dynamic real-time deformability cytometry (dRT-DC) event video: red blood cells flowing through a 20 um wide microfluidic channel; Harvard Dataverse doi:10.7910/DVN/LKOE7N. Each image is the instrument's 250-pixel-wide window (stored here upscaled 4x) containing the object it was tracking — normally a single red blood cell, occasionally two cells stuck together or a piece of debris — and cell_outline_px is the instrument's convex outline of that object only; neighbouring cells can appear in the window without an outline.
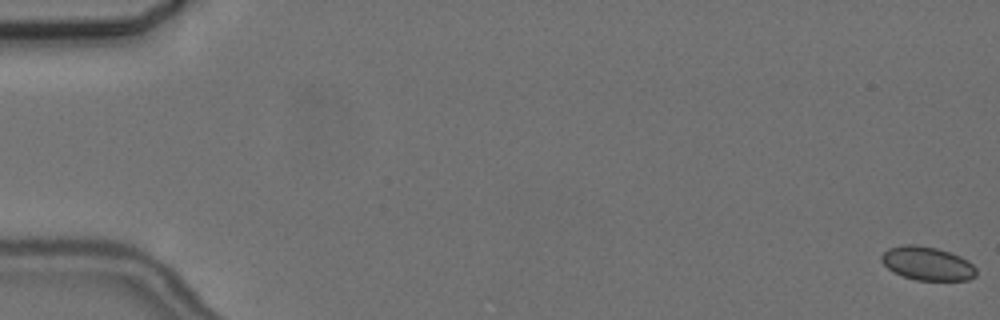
{"species": "common noctule bat (a hibernating species)", "species_latin": "Nyctalus noctula", "temperature_condition": "cold", "stored_images_in_passage": 5, "camera_frame_rate_fps": 3000, "um_per_image_px": 0.085, "animal": {"sex": "female", "body_mass_g": 24.6, "forearm_length_mm": 56.2}, "frame": {"image": 1, "passage_image": 1, "time_ms": 0.0, "image_size_px": [1000, 320], "cell_outline_px": [[976, 276], [968, 280], [916, 280], [892, 272], [880, 260], [880, 256], [888, 248], [904, 244], [916, 244], [936, 248], [960, 256], [968, 260], [976, 268]], "centroid_in_image_um": [78.8, 22.39], "position_along_channel_um": 6.2, "area_um2": 18.61}}
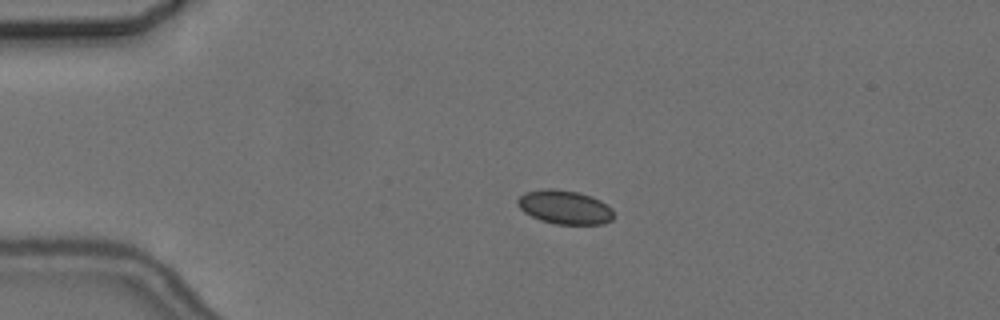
{"frame": {"image": 2, "passage_image": 4, "time_ms": 4.333, "image_size_px": [1000, 320], "cell_outline_px": [[616, 216], [612, 220], [604, 224], [556, 224], [540, 220], [524, 212], [516, 204], [516, 200], [524, 192], [544, 188], [552, 188], [576, 192], [592, 196], [608, 204], [612, 208]], "centroid_in_image_um": [48.02, 17.61], "position_along_channel_um": 37.0, "area_um2": 19.25}}